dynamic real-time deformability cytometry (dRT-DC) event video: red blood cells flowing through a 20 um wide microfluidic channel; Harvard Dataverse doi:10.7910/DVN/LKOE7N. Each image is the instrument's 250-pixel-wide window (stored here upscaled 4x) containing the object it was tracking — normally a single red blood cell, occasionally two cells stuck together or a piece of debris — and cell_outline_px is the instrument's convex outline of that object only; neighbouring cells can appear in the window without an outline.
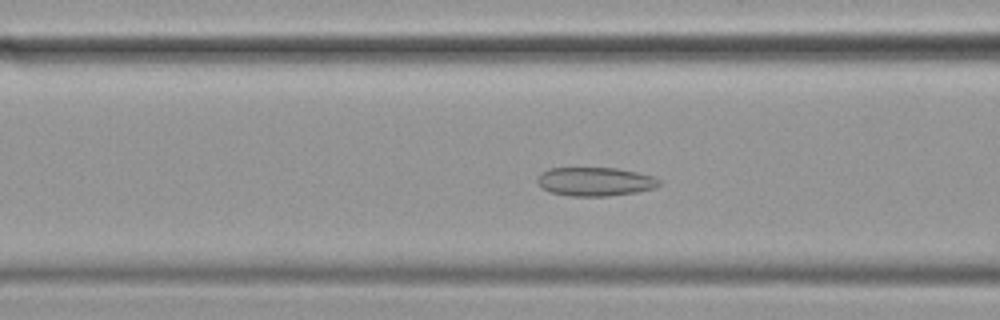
{"species": "common noctule bat (a hibernating species)", "species_latin": "Nyctalus noctula", "temperature_condition": "cold", "stored_images_in_passage": 56, "camera_frame_rate_fps": 3000, "um_per_image_px": 0.085, "animal": {"sex": "female", "body_mass_g": 19.9}, "frame": {"image": 1, "passage_image": 19, "time_ms": 6.0, "image_size_px": [1000, 320], "cell_outline_px": [[660, 184], [652, 188], [636, 192], [608, 196], [568, 196], [552, 192], [540, 188], [536, 180], [540, 172], [548, 168], [616, 168], [636, 172], [652, 176], [660, 180]], "centroid_in_image_um": [50.52, 15.43], "position_along_channel_um": 116.1, "area_um2": 20.4}}
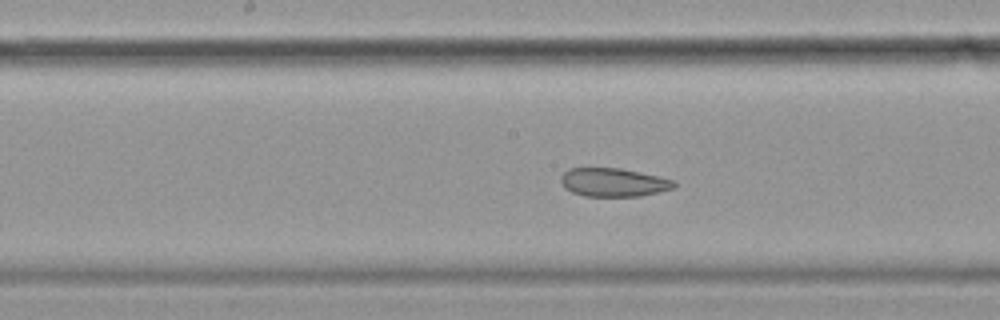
{"frame": {"image": 2, "passage_image": 26, "time_ms": 8.333, "image_size_px": [1000, 320], "cell_outline_px": [[676, 188], [660, 192], [640, 196], [584, 196], [572, 192], [564, 188], [560, 180], [560, 176], [568, 168], [620, 168], [660, 176], [672, 180], [676, 184]], "centroid_in_image_um": [52.14, 15.5], "position_along_channel_um": 196.1, "area_um2": 18.96}}
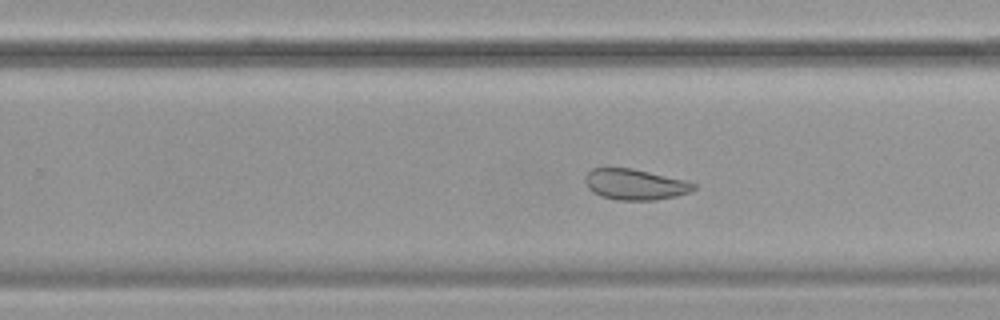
{"frame": {"image": 3, "passage_image": 33, "time_ms": 10.667, "image_size_px": [1000, 320], "cell_outline_px": [[696, 188], [688, 192], [676, 196], [656, 200], [616, 200], [600, 196], [592, 192], [588, 188], [584, 180], [584, 176], [592, 168], [632, 168], [688, 180], [696, 184]], "centroid_in_image_um": [53.97, 15.67], "position_along_channel_um": 275.8, "area_um2": 19.71}, "authors_computed_cell_mechanics": {"area_um2": 25.2008, "velocity_mm_per_s": 3.4399, "shape_relaxation_time_tau1_ms": null, "shape_relaxation_time_tau2_ms": 6.5365, "deformation_change_tau1": null, "deformation_change_tau2": 0.1023}}